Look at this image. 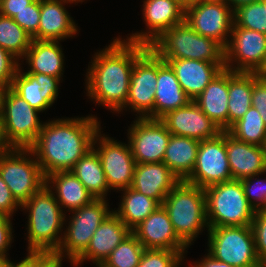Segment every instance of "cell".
<instances>
[{"label":"cell","instance_id":"cell-51","mask_svg":"<svg viewBox=\"0 0 266 267\" xmlns=\"http://www.w3.org/2000/svg\"><path fill=\"white\" fill-rule=\"evenodd\" d=\"M233 10L238 8L239 6L253 3V2H258L262 0H224Z\"/></svg>","mask_w":266,"mask_h":267},{"label":"cell","instance_id":"cell-52","mask_svg":"<svg viewBox=\"0 0 266 267\" xmlns=\"http://www.w3.org/2000/svg\"><path fill=\"white\" fill-rule=\"evenodd\" d=\"M9 88L10 86H8L7 84L0 82V117L2 114V110H3L5 95Z\"/></svg>","mask_w":266,"mask_h":267},{"label":"cell","instance_id":"cell-13","mask_svg":"<svg viewBox=\"0 0 266 267\" xmlns=\"http://www.w3.org/2000/svg\"><path fill=\"white\" fill-rule=\"evenodd\" d=\"M104 135L100 129L94 137L93 148L98 153L107 185L110 190L129 188L136 166L130 145Z\"/></svg>","mask_w":266,"mask_h":267},{"label":"cell","instance_id":"cell-36","mask_svg":"<svg viewBox=\"0 0 266 267\" xmlns=\"http://www.w3.org/2000/svg\"><path fill=\"white\" fill-rule=\"evenodd\" d=\"M144 250L143 245L131 233L110 253L100 267H137Z\"/></svg>","mask_w":266,"mask_h":267},{"label":"cell","instance_id":"cell-35","mask_svg":"<svg viewBox=\"0 0 266 267\" xmlns=\"http://www.w3.org/2000/svg\"><path fill=\"white\" fill-rule=\"evenodd\" d=\"M31 42L32 37L12 18L0 14V46L3 49L21 60L29 49Z\"/></svg>","mask_w":266,"mask_h":267},{"label":"cell","instance_id":"cell-33","mask_svg":"<svg viewBox=\"0 0 266 267\" xmlns=\"http://www.w3.org/2000/svg\"><path fill=\"white\" fill-rule=\"evenodd\" d=\"M11 88L25 100L31 107L43 112L50 107L56 99L50 94L41 90L40 84L36 78L27 72L22 71V67L19 68L13 79Z\"/></svg>","mask_w":266,"mask_h":267},{"label":"cell","instance_id":"cell-46","mask_svg":"<svg viewBox=\"0 0 266 267\" xmlns=\"http://www.w3.org/2000/svg\"><path fill=\"white\" fill-rule=\"evenodd\" d=\"M21 205L13 197L7 184L0 176V213L12 217Z\"/></svg>","mask_w":266,"mask_h":267},{"label":"cell","instance_id":"cell-29","mask_svg":"<svg viewBox=\"0 0 266 267\" xmlns=\"http://www.w3.org/2000/svg\"><path fill=\"white\" fill-rule=\"evenodd\" d=\"M199 140L171 134L163 163L181 180H185L193 171Z\"/></svg>","mask_w":266,"mask_h":267},{"label":"cell","instance_id":"cell-19","mask_svg":"<svg viewBox=\"0 0 266 267\" xmlns=\"http://www.w3.org/2000/svg\"><path fill=\"white\" fill-rule=\"evenodd\" d=\"M132 233L146 249L182 251L188 248L177 236L169 215L163 205H159ZM186 250V251H185Z\"/></svg>","mask_w":266,"mask_h":267},{"label":"cell","instance_id":"cell-55","mask_svg":"<svg viewBox=\"0 0 266 267\" xmlns=\"http://www.w3.org/2000/svg\"><path fill=\"white\" fill-rule=\"evenodd\" d=\"M224 0H195V3H204V2H218Z\"/></svg>","mask_w":266,"mask_h":267},{"label":"cell","instance_id":"cell-32","mask_svg":"<svg viewBox=\"0 0 266 267\" xmlns=\"http://www.w3.org/2000/svg\"><path fill=\"white\" fill-rule=\"evenodd\" d=\"M120 191L124 195H122L118 209L113 212L131 231L160 205L155 199L131 187Z\"/></svg>","mask_w":266,"mask_h":267},{"label":"cell","instance_id":"cell-9","mask_svg":"<svg viewBox=\"0 0 266 267\" xmlns=\"http://www.w3.org/2000/svg\"><path fill=\"white\" fill-rule=\"evenodd\" d=\"M112 211L106 199H95L71 211L73 215L69 216L61 245L55 253L62 259L68 258L72 264L86 250L94 232Z\"/></svg>","mask_w":266,"mask_h":267},{"label":"cell","instance_id":"cell-27","mask_svg":"<svg viewBox=\"0 0 266 267\" xmlns=\"http://www.w3.org/2000/svg\"><path fill=\"white\" fill-rule=\"evenodd\" d=\"M46 185L53 190L55 199L62 211L67 209L69 213L79 209L95 200L82 182L71 171H58L46 176ZM54 186V187H53ZM55 191V192H54Z\"/></svg>","mask_w":266,"mask_h":267},{"label":"cell","instance_id":"cell-18","mask_svg":"<svg viewBox=\"0 0 266 267\" xmlns=\"http://www.w3.org/2000/svg\"><path fill=\"white\" fill-rule=\"evenodd\" d=\"M159 120L171 134L199 141L213 139L222 132L194 101L166 113Z\"/></svg>","mask_w":266,"mask_h":267},{"label":"cell","instance_id":"cell-3","mask_svg":"<svg viewBox=\"0 0 266 267\" xmlns=\"http://www.w3.org/2000/svg\"><path fill=\"white\" fill-rule=\"evenodd\" d=\"M21 208L28 211L27 252H56L63 239L61 232L67 217L53 191L45 184Z\"/></svg>","mask_w":266,"mask_h":267},{"label":"cell","instance_id":"cell-5","mask_svg":"<svg viewBox=\"0 0 266 267\" xmlns=\"http://www.w3.org/2000/svg\"><path fill=\"white\" fill-rule=\"evenodd\" d=\"M148 47L161 59L225 63V49L214 39L195 32L185 20L164 31Z\"/></svg>","mask_w":266,"mask_h":267},{"label":"cell","instance_id":"cell-10","mask_svg":"<svg viewBox=\"0 0 266 267\" xmlns=\"http://www.w3.org/2000/svg\"><path fill=\"white\" fill-rule=\"evenodd\" d=\"M40 111L31 107L11 87L8 89L1 114L7 141L12 147L29 148L37 139L43 122Z\"/></svg>","mask_w":266,"mask_h":267},{"label":"cell","instance_id":"cell-48","mask_svg":"<svg viewBox=\"0 0 266 267\" xmlns=\"http://www.w3.org/2000/svg\"><path fill=\"white\" fill-rule=\"evenodd\" d=\"M34 0H0V14L12 18L17 12L22 11Z\"/></svg>","mask_w":266,"mask_h":267},{"label":"cell","instance_id":"cell-49","mask_svg":"<svg viewBox=\"0 0 266 267\" xmlns=\"http://www.w3.org/2000/svg\"><path fill=\"white\" fill-rule=\"evenodd\" d=\"M204 256L205 257H203L202 260L194 262V265L190 264L191 266L189 267H234L225 262H221V261L214 259L208 253L207 255H204Z\"/></svg>","mask_w":266,"mask_h":267},{"label":"cell","instance_id":"cell-44","mask_svg":"<svg viewBox=\"0 0 266 267\" xmlns=\"http://www.w3.org/2000/svg\"><path fill=\"white\" fill-rule=\"evenodd\" d=\"M20 61L0 46V82L11 87Z\"/></svg>","mask_w":266,"mask_h":267},{"label":"cell","instance_id":"cell-7","mask_svg":"<svg viewBox=\"0 0 266 267\" xmlns=\"http://www.w3.org/2000/svg\"><path fill=\"white\" fill-rule=\"evenodd\" d=\"M0 176L20 205L46 184V177L30 148L13 147L0 155Z\"/></svg>","mask_w":266,"mask_h":267},{"label":"cell","instance_id":"cell-43","mask_svg":"<svg viewBox=\"0 0 266 267\" xmlns=\"http://www.w3.org/2000/svg\"><path fill=\"white\" fill-rule=\"evenodd\" d=\"M252 106L258 110L266 124V75L253 73Z\"/></svg>","mask_w":266,"mask_h":267},{"label":"cell","instance_id":"cell-30","mask_svg":"<svg viewBox=\"0 0 266 267\" xmlns=\"http://www.w3.org/2000/svg\"><path fill=\"white\" fill-rule=\"evenodd\" d=\"M253 73L228 70V129L252 106Z\"/></svg>","mask_w":266,"mask_h":267},{"label":"cell","instance_id":"cell-26","mask_svg":"<svg viewBox=\"0 0 266 267\" xmlns=\"http://www.w3.org/2000/svg\"><path fill=\"white\" fill-rule=\"evenodd\" d=\"M228 98V69H223L193 101L222 131H227Z\"/></svg>","mask_w":266,"mask_h":267},{"label":"cell","instance_id":"cell-6","mask_svg":"<svg viewBox=\"0 0 266 267\" xmlns=\"http://www.w3.org/2000/svg\"><path fill=\"white\" fill-rule=\"evenodd\" d=\"M209 227L249 226L255 209L248 203L241 180H230L204 189Z\"/></svg>","mask_w":266,"mask_h":267},{"label":"cell","instance_id":"cell-23","mask_svg":"<svg viewBox=\"0 0 266 267\" xmlns=\"http://www.w3.org/2000/svg\"><path fill=\"white\" fill-rule=\"evenodd\" d=\"M226 150L232 179L266 174V147L239 141L226 131Z\"/></svg>","mask_w":266,"mask_h":267},{"label":"cell","instance_id":"cell-8","mask_svg":"<svg viewBox=\"0 0 266 267\" xmlns=\"http://www.w3.org/2000/svg\"><path fill=\"white\" fill-rule=\"evenodd\" d=\"M208 254L234 267H263L249 226H221L208 229Z\"/></svg>","mask_w":266,"mask_h":267},{"label":"cell","instance_id":"cell-2","mask_svg":"<svg viewBox=\"0 0 266 267\" xmlns=\"http://www.w3.org/2000/svg\"><path fill=\"white\" fill-rule=\"evenodd\" d=\"M100 124L93 115L44 122L36 141L29 147L44 176L70 171L93 148Z\"/></svg>","mask_w":266,"mask_h":267},{"label":"cell","instance_id":"cell-39","mask_svg":"<svg viewBox=\"0 0 266 267\" xmlns=\"http://www.w3.org/2000/svg\"><path fill=\"white\" fill-rule=\"evenodd\" d=\"M258 176L259 174L241 180L246 199L255 211L266 210V179H259Z\"/></svg>","mask_w":266,"mask_h":267},{"label":"cell","instance_id":"cell-28","mask_svg":"<svg viewBox=\"0 0 266 267\" xmlns=\"http://www.w3.org/2000/svg\"><path fill=\"white\" fill-rule=\"evenodd\" d=\"M59 44V41L32 39L23 57V61L26 60L30 67L27 73L47 74L61 80L64 72V54Z\"/></svg>","mask_w":266,"mask_h":267},{"label":"cell","instance_id":"cell-14","mask_svg":"<svg viewBox=\"0 0 266 267\" xmlns=\"http://www.w3.org/2000/svg\"><path fill=\"white\" fill-rule=\"evenodd\" d=\"M184 20L195 32L214 39L225 49L234 24V10L225 1L194 3L185 8Z\"/></svg>","mask_w":266,"mask_h":267},{"label":"cell","instance_id":"cell-45","mask_svg":"<svg viewBox=\"0 0 266 267\" xmlns=\"http://www.w3.org/2000/svg\"><path fill=\"white\" fill-rule=\"evenodd\" d=\"M11 218L13 217L0 213V259H8V247H11L14 238Z\"/></svg>","mask_w":266,"mask_h":267},{"label":"cell","instance_id":"cell-21","mask_svg":"<svg viewBox=\"0 0 266 267\" xmlns=\"http://www.w3.org/2000/svg\"><path fill=\"white\" fill-rule=\"evenodd\" d=\"M173 69L177 80L193 101L206 88V86L225 69V63H213L190 59H162Z\"/></svg>","mask_w":266,"mask_h":267},{"label":"cell","instance_id":"cell-1","mask_svg":"<svg viewBox=\"0 0 266 267\" xmlns=\"http://www.w3.org/2000/svg\"><path fill=\"white\" fill-rule=\"evenodd\" d=\"M147 48L116 37L108 47L95 53L85 78L89 99L113 113L119 112L127 102L134 62Z\"/></svg>","mask_w":266,"mask_h":267},{"label":"cell","instance_id":"cell-15","mask_svg":"<svg viewBox=\"0 0 266 267\" xmlns=\"http://www.w3.org/2000/svg\"><path fill=\"white\" fill-rule=\"evenodd\" d=\"M157 87V55L148 47L134 62L126 105L139 118H145L154 108ZM125 108V109H124Z\"/></svg>","mask_w":266,"mask_h":267},{"label":"cell","instance_id":"cell-41","mask_svg":"<svg viewBox=\"0 0 266 267\" xmlns=\"http://www.w3.org/2000/svg\"><path fill=\"white\" fill-rule=\"evenodd\" d=\"M12 19L33 39L38 34L40 23V0H34L25 9L17 12Z\"/></svg>","mask_w":266,"mask_h":267},{"label":"cell","instance_id":"cell-40","mask_svg":"<svg viewBox=\"0 0 266 267\" xmlns=\"http://www.w3.org/2000/svg\"><path fill=\"white\" fill-rule=\"evenodd\" d=\"M254 235L256 255L263 267H266V210H256L251 223Z\"/></svg>","mask_w":266,"mask_h":267},{"label":"cell","instance_id":"cell-34","mask_svg":"<svg viewBox=\"0 0 266 267\" xmlns=\"http://www.w3.org/2000/svg\"><path fill=\"white\" fill-rule=\"evenodd\" d=\"M227 132L239 141L266 147V124L253 106Z\"/></svg>","mask_w":266,"mask_h":267},{"label":"cell","instance_id":"cell-20","mask_svg":"<svg viewBox=\"0 0 266 267\" xmlns=\"http://www.w3.org/2000/svg\"><path fill=\"white\" fill-rule=\"evenodd\" d=\"M131 233L132 231L112 211L94 232L86 250L72 265L78 267L88 259L100 267L110 253Z\"/></svg>","mask_w":266,"mask_h":267},{"label":"cell","instance_id":"cell-56","mask_svg":"<svg viewBox=\"0 0 266 267\" xmlns=\"http://www.w3.org/2000/svg\"><path fill=\"white\" fill-rule=\"evenodd\" d=\"M70 1H72V2H74V3L76 4V3H78V2H79V3H80V2H83L84 0H70Z\"/></svg>","mask_w":266,"mask_h":267},{"label":"cell","instance_id":"cell-4","mask_svg":"<svg viewBox=\"0 0 266 267\" xmlns=\"http://www.w3.org/2000/svg\"><path fill=\"white\" fill-rule=\"evenodd\" d=\"M162 205L169 215L175 233L187 247L191 246L205 227L210 228L203 188L181 180L168 193Z\"/></svg>","mask_w":266,"mask_h":267},{"label":"cell","instance_id":"cell-54","mask_svg":"<svg viewBox=\"0 0 266 267\" xmlns=\"http://www.w3.org/2000/svg\"><path fill=\"white\" fill-rule=\"evenodd\" d=\"M184 8L187 6L194 4L195 0H177Z\"/></svg>","mask_w":266,"mask_h":267},{"label":"cell","instance_id":"cell-11","mask_svg":"<svg viewBox=\"0 0 266 267\" xmlns=\"http://www.w3.org/2000/svg\"><path fill=\"white\" fill-rule=\"evenodd\" d=\"M265 62L266 34L238 27L234 23L225 48V69L265 75Z\"/></svg>","mask_w":266,"mask_h":267},{"label":"cell","instance_id":"cell-37","mask_svg":"<svg viewBox=\"0 0 266 267\" xmlns=\"http://www.w3.org/2000/svg\"><path fill=\"white\" fill-rule=\"evenodd\" d=\"M234 23L238 27L266 34V8L264 0L236 8L234 10Z\"/></svg>","mask_w":266,"mask_h":267},{"label":"cell","instance_id":"cell-25","mask_svg":"<svg viewBox=\"0 0 266 267\" xmlns=\"http://www.w3.org/2000/svg\"><path fill=\"white\" fill-rule=\"evenodd\" d=\"M191 99L180 86L171 66L157 56V87L153 110L145 117L160 119L166 113L187 105Z\"/></svg>","mask_w":266,"mask_h":267},{"label":"cell","instance_id":"cell-42","mask_svg":"<svg viewBox=\"0 0 266 267\" xmlns=\"http://www.w3.org/2000/svg\"><path fill=\"white\" fill-rule=\"evenodd\" d=\"M63 259L55 252H28L20 262L13 267H62Z\"/></svg>","mask_w":266,"mask_h":267},{"label":"cell","instance_id":"cell-47","mask_svg":"<svg viewBox=\"0 0 266 267\" xmlns=\"http://www.w3.org/2000/svg\"><path fill=\"white\" fill-rule=\"evenodd\" d=\"M30 74H32L36 78L37 82L40 84L41 90H44L45 93H50L55 99L57 98L59 94V78L41 73Z\"/></svg>","mask_w":266,"mask_h":267},{"label":"cell","instance_id":"cell-22","mask_svg":"<svg viewBox=\"0 0 266 267\" xmlns=\"http://www.w3.org/2000/svg\"><path fill=\"white\" fill-rule=\"evenodd\" d=\"M70 0H40V23L34 40L62 41L78 34V26L65 8ZM64 4V5H63Z\"/></svg>","mask_w":266,"mask_h":267},{"label":"cell","instance_id":"cell-31","mask_svg":"<svg viewBox=\"0 0 266 267\" xmlns=\"http://www.w3.org/2000/svg\"><path fill=\"white\" fill-rule=\"evenodd\" d=\"M70 171L95 199H107L110 189L98 153L94 148L82 156Z\"/></svg>","mask_w":266,"mask_h":267},{"label":"cell","instance_id":"cell-12","mask_svg":"<svg viewBox=\"0 0 266 267\" xmlns=\"http://www.w3.org/2000/svg\"><path fill=\"white\" fill-rule=\"evenodd\" d=\"M233 180L226 150V131L213 139L199 143L196 163L185 182L207 188L209 186Z\"/></svg>","mask_w":266,"mask_h":267},{"label":"cell","instance_id":"cell-50","mask_svg":"<svg viewBox=\"0 0 266 267\" xmlns=\"http://www.w3.org/2000/svg\"><path fill=\"white\" fill-rule=\"evenodd\" d=\"M12 148L13 147L6 139L5 132H4V125L0 117V155L10 151Z\"/></svg>","mask_w":266,"mask_h":267},{"label":"cell","instance_id":"cell-17","mask_svg":"<svg viewBox=\"0 0 266 267\" xmlns=\"http://www.w3.org/2000/svg\"><path fill=\"white\" fill-rule=\"evenodd\" d=\"M143 2L142 15L148 30L132 33L126 41L149 46L164 31L184 21L185 8L177 0Z\"/></svg>","mask_w":266,"mask_h":267},{"label":"cell","instance_id":"cell-16","mask_svg":"<svg viewBox=\"0 0 266 267\" xmlns=\"http://www.w3.org/2000/svg\"><path fill=\"white\" fill-rule=\"evenodd\" d=\"M127 132L136 163L163 162L171 133L159 119L136 117Z\"/></svg>","mask_w":266,"mask_h":267},{"label":"cell","instance_id":"cell-24","mask_svg":"<svg viewBox=\"0 0 266 267\" xmlns=\"http://www.w3.org/2000/svg\"><path fill=\"white\" fill-rule=\"evenodd\" d=\"M180 181L163 162L136 163L131 188L162 205L168 193Z\"/></svg>","mask_w":266,"mask_h":267},{"label":"cell","instance_id":"cell-38","mask_svg":"<svg viewBox=\"0 0 266 267\" xmlns=\"http://www.w3.org/2000/svg\"><path fill=\"white\" fill-rule=\"evenodd\" d=\"M184 255L182 251L145 248L137 267H180Z\"/></svg>","mask_w":266,"mask_h":267},{"label":"cell","instance_id":"cell-53","mask_svg":"<svg viewBox=\"0 0 266 267\" xmlns=\"http://www.w3.org/2000/svg\"><path fill=\"white\" fill-rule=\"evenodd\" d=\"M0 267H13V262L9 259H0Z\"/></svg>","mask_w":266,"mask_h":267}]
</instances>
